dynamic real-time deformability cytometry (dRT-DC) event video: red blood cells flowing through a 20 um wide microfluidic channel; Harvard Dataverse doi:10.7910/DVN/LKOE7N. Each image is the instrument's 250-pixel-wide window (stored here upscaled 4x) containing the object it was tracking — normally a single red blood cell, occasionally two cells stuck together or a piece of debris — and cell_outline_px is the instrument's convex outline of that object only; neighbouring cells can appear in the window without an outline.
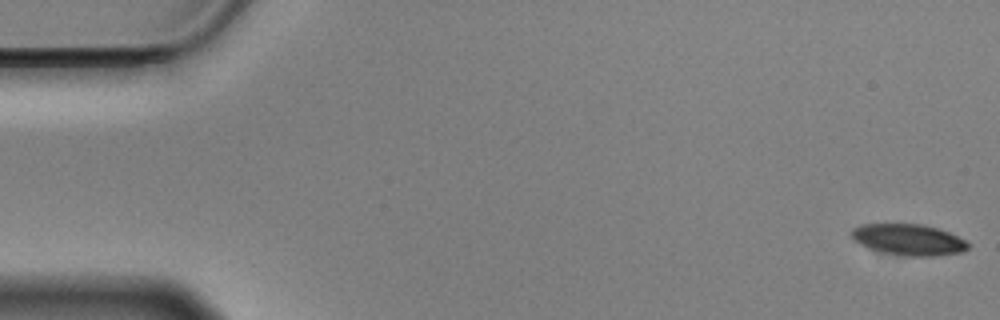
{"species": "Egyptian fruit bat (a non-hibernating species)", "species_latin": "Rousettus aegyptiacus", "temperature_condition": "cold", "stored_images_in_passage": 57, "camera_frame_rate_fps": 3000, "um_per_image_px": 0.085, "animal": {"sex": "male"}, "frame": {"image": 1, "passage_image": 1, "time_ms": 0.0, "image_size_px": [1000, 320], "cell_outline_px": [[968, 248], [960, 252], [936, 256], [908, 256], [884, 252], [868, 248], [860, 244], [852, 236], [852, 228], [860, 224], [924, 224], [948, 232], [964, 240], [968, 244]], "centroid_in_image_um": [77.21, 20.36], "position_along_channel_um": 7.8, "area_um2": 20.87}}
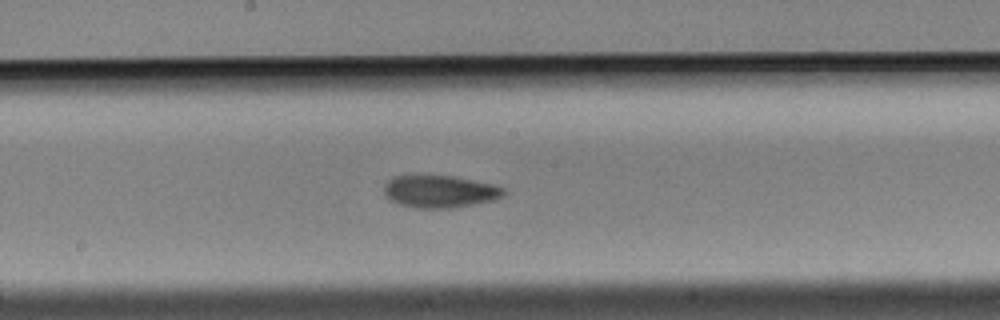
{"frame": {"image": 2, "passage_image": 30, "time_ms": 9.667, "image_size_px": [1000, 320], "cell_outline_px": [[504, 192], [496, 200], [452, 208], [416, 208], [400, 204], [388, 200], [384, 196], [384, 184], [388, 180], [396, 176], [456, 176], [492, 184], [504, 188]], "centroid_in_image_um": [37.35, 16.28], "position_along_channel_um": 210.8, "area_um2": 22.54}}
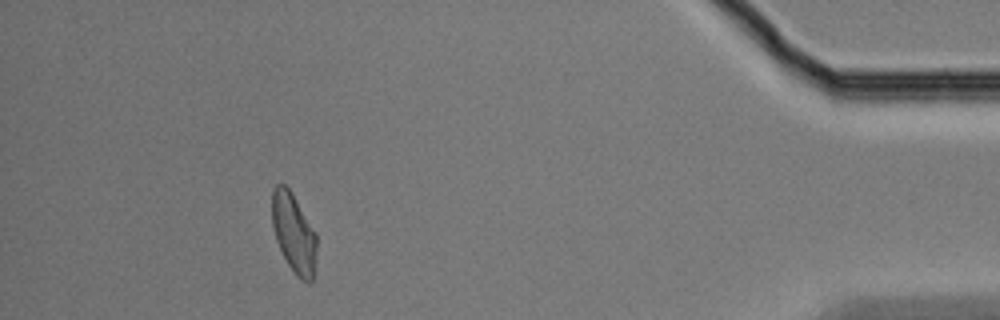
{"frame": {"image": 3, "passage_image": 52, "time_ms": 17.0, "image_size_px": [1000, 320], "cell_outline_px": [[316, 248], [312, 280], [308, 284], [300, 280], [296, 276], [288, 264], [276, 240], [272, 228], [272, 188], [276, 184], [284, 184], [292, 192], [316, 232]], "centroid_in_image_um": [24.96, 19.79], "position_along_channel_um": 410.2, "area_um2": 20.69}, "authors_computed_cell_mechanics": {"area_um2": 22.1952, "velocity_mm_per_s": 3.5038, "shape_relaxation_time_tau1_ms": 4.098, "shape_relaxation_time_tau2_ms": 9.8416, "deformation_change_tau1": 0.116, "deformation_change_tau2": 0.1574}}